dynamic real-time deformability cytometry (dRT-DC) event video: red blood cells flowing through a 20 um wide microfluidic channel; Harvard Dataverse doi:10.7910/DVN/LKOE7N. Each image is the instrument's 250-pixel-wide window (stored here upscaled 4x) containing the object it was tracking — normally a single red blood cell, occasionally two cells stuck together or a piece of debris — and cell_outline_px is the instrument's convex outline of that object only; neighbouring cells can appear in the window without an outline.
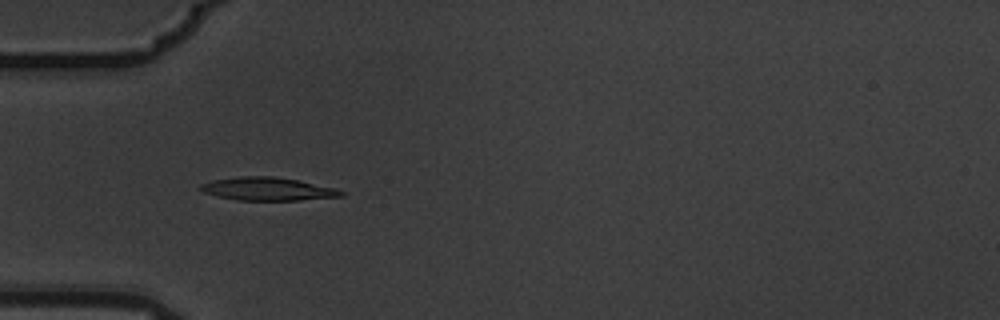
{"species": "common noctule bat (a hibernating species)", "species_latin": "Nyctalus noctula", "temperature_condition": "warm", "stored_images_in_passage": 6, "camera_frame_rate_fps": 3000, "um_per_image_px": 0.085, "animal": {"sex": "male", "body_mass_g": 19.5, "forearm_length_mm": 54.6}, "frame": {"image": 1, "passage_image": 5, "time_ms": 1.333, "image_size_px": [1000, 320], "cell_outline_px": [[344, 196], [300, 200], [236, 200], [216, 196], [204, 192], [200, 188], [200, 184], [212, 180], [240, 176], [272, 176], [296, 180], [336, 188], [344, 192]], "centroid_in_image_um": [22.74, 16.06], "position_along_channel_um": 62.3, "area_um2": 18.84}}
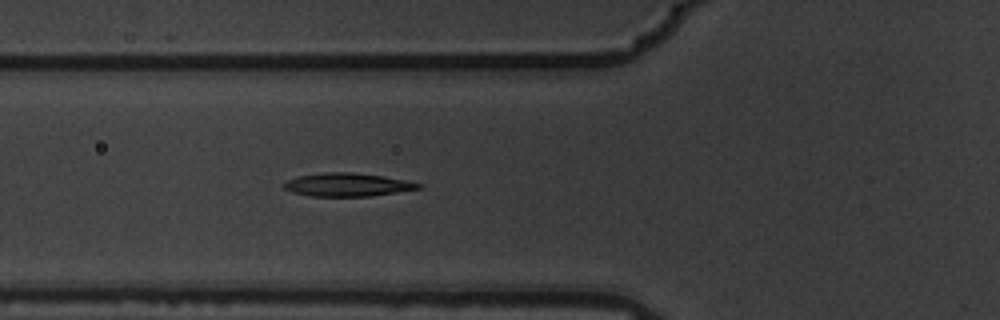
{"frame": {"image": 2, "passage_image": 6, "time_ms": 1.667, "image_size_px": [1000, 320], "cell_outline_px": [[424, 188], [368, 196], [312, 196], [292, 192], [284, 188], [284, 184], [288, 180], [300, 176], [324, 172], [352, 172], [380, 176], [404, 180], [424, 184]], "centroid_in_image_um": [29.56, 15.7], "position_along_channel_um": 96.2, "area_um2": 17.98}}